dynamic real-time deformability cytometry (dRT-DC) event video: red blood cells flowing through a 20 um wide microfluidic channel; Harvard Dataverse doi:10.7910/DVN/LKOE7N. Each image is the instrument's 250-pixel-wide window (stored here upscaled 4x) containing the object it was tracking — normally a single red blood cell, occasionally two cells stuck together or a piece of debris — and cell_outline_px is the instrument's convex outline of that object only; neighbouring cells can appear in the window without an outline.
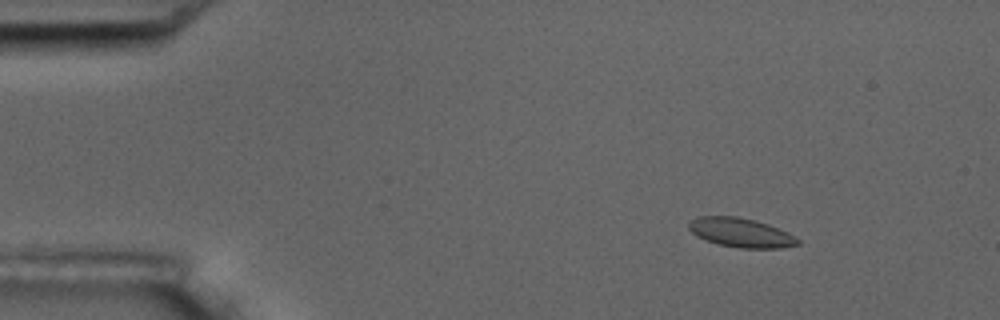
{"species": "common noctule bat (a hibernating species)", "species_latin": "Nyctalus noctula", "temperature_condition": "room temperature", "stored_images_in_passage": 17, "camera_frame_rate_fps": 3000, "um_per_image_px": 0.085, "animal": {"sex": "male", "body_mass_g": 17.5, "forearm_length_mm": 52.3}, "frame": {"image": 1, "passage_image": 3, "time_ms": 2.333, "image_size_px": [1000, 320], "cell_outline_px": [[800, 244], [780, 248], [740, 248], [720, 244], [696, 236], [688, 228], [688, 224], [692, 220], [700, 216], [736, 216], [756, 220], [768, 224], [788, 232], [800, 240]], "centroid_in_image_um": [63.0, 19.77], "position_along_channel_um": 22.0, "area_um2": 18.44}}
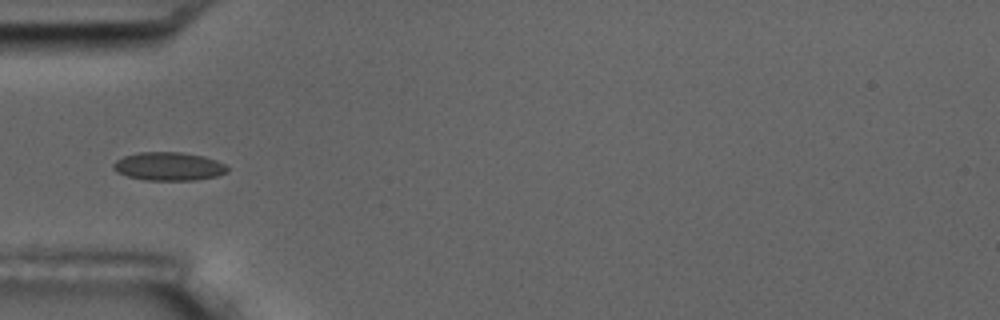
{"frame": {"image": 2, "passage_image": 6, "time_ms": 6.0, "image_size_px": [1000, 320], "cell_outline_px": [[228, 172], [216, 176], [196, 180], [144, 180], [128, 176], [116, 172], [112, 168], [112, 164], [116, 160], [124, 156], [136, 152], [180, 152], [204, 156], [216, 160], [224, 164], [228, 168]], "centroid_in_image_um": [14.32, 14.14], "position_along_channel_um": 70.7, "area_um2": 18.96}}
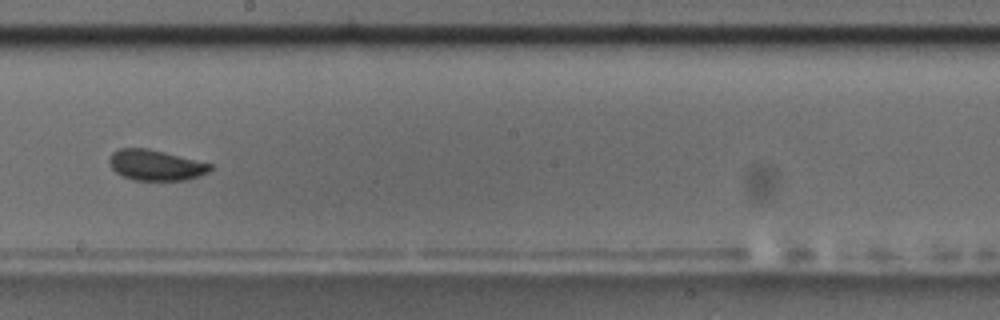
{"frame": {"image": 3, "passage_image": 10, "time_ms": 10.667, "image_size_px": [1000, 320], "cell_outline_px": [[212, 168], [208, 172], [184, 180], [136, 180], [124, 176], [116, 172], [108, 164], [108, 156], [112, 152], [120, 148], [148, 148], [212, 164]], "centroid_in_image_um": [13.18, 14.02], "position_along_channel_um": 235.0, "area_um2": 17.86}, "authors_computed_cell_mechanics": {"area_um2": 18.2648, "velocity_mm_per_s": 3.5317, "shape_relaxation_time_tau1_ms": 1.6331, "shape_relaxation_time_tau2_ms": null, "deformation_change_tau1": 0.0526, "deformation_change_tau2": null}}